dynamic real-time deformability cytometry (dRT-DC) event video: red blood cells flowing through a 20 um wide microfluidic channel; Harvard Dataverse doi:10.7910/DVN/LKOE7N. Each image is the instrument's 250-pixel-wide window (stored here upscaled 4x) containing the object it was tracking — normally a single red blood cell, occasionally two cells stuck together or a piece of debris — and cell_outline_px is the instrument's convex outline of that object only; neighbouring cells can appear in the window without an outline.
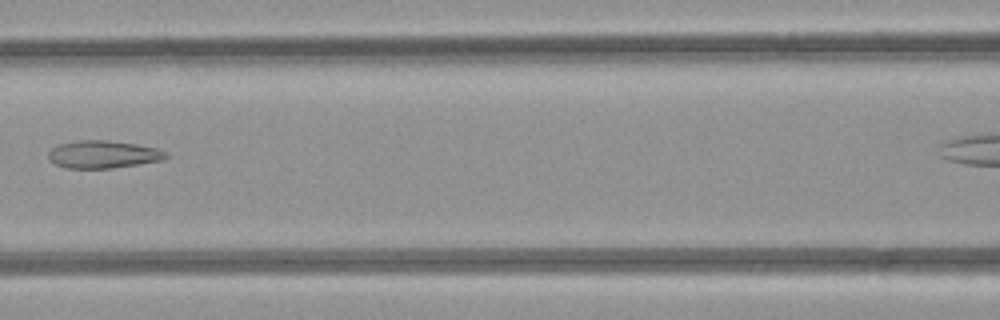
{"species": "common noctule bat (a hibernating species)", "species_latin": "Nyctalus noctula", "temperature_condition": "room temperature", "stored_images_in_passage": 5, "camera_frame_rate_fps": 3000, "um_per_image_px": 0.085, "animal": {"sex": "female", "body_mass_g": 21.9}, "frame": {"image": 1, "passage_image": 4, "time_ms": 3.667, "image_size_px": [1000, 320], "cell_outline_px": [[168, 156], [160, 160], [112, 168], [68, 168], [56, 164], [48, 160], [48, 152], [52, 148], [60, 144], [80, 140], [108, 140], [136, 144], [156, 148], [164, 152]], "centroid_in_image_um": [8.71, 13.12], "position_along_channel_um": 157.9, "area_um2": 18.61}}